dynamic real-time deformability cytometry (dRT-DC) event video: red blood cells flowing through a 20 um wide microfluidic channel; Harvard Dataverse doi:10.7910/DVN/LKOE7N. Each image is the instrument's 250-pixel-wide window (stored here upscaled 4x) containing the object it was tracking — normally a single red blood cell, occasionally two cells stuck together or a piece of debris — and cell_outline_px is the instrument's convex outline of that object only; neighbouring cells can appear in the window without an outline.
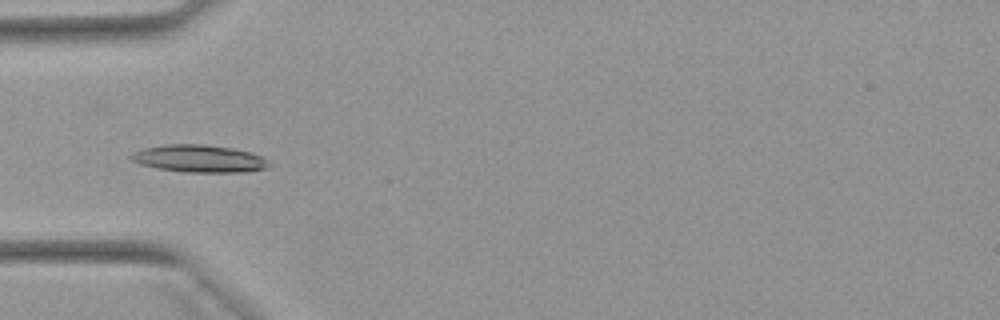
{"species": "Egyptian fruit bat (a non-hibernating species)", "species_latin": "Rousettus aegyptiacus", "temperature_condition": "warm", "stored_images_in_passage": 52, "camera_frame_rate_fps": 3000, "um_per_image_px": 0.085, "animal": {"sex": "female"}, "frame": {"image": 1, "passage_image": 17, "time_ms": 5.333, "image_size_px": [1000, 320], "cell_outline_px": [[272, 164], [264, 168], [240, 172], [184, 172], [156, 168], [140, 164], [132, 160], [128, 156], [132, 152], [144, 148], [168, 144], [204, 144], [232, 148], [264, 156]], "centroid_in_image_um": [16.91, 13.48], "position_along_channel_um": 68.1, "area_um2": 22.02}}
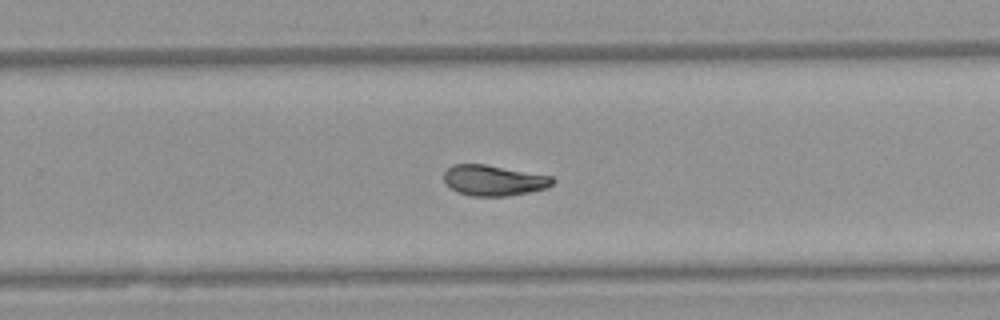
{"frame": {"image": 2, "passage_image": 34, "time_ms": 11.0, "image_size_px": [1000, 320], "cell_outline_px": [[556, 180], [548, 188], [508, 196], [472, 196], [456, 192], [444, 180], [444, 172], [452, 164], [484, 164], [552, 176]], "centroid_in_image_um": [41.98, 15.33], "position_along_channel_um": 287.8, "area_um2": 19.36}}
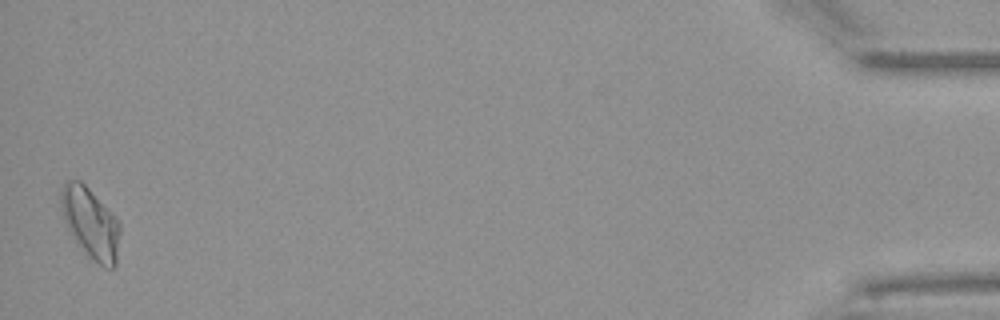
{"frame": {"image": 3, "passage_image": 52, "time_ms": 17.0, "image_size_px": [1000, 320], "cell_outline_px": [[120, 232], [116, 264], [112, 268], [104, 268], [88, 256], [84, 252], [72, 236], [64, 220], [60, 208], [60, 188], [68, 180], [80, 180], [88, 188], [120, 224]], "centroid_in_image_um": [7.66, 18.98], "position_along_channel_um": 427.5, "area_um2": 23.99}, "authors_computed_cell_mechanics": {"area_um2": 20.2878, "velocity_mm_per_s": 3.8896, "shape_relaxation_time_tau1_ms": 5.0596, "shape_relaxation_time_tau2_ms": 3.4369, "deformation_change_tau1": 0.1685, "deformation_change_tau2": 0.0991}}